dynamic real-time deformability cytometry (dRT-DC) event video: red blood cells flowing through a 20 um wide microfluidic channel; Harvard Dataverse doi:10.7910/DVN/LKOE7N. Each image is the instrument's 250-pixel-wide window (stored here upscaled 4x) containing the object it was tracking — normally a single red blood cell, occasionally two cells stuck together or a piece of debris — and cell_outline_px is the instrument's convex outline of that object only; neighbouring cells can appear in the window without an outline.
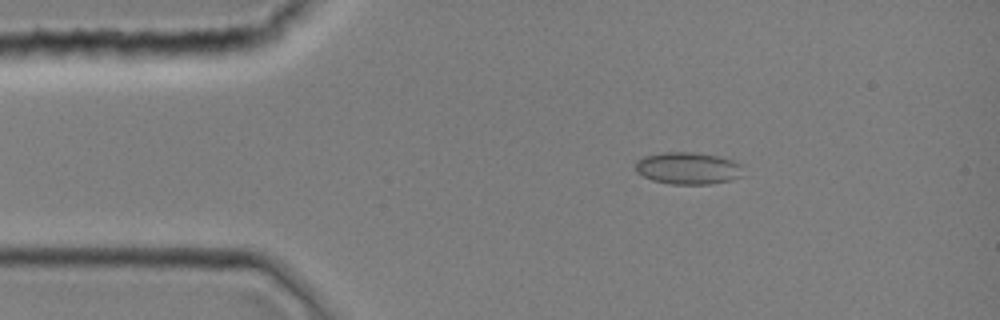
{"species": "common noctule bat (a hibernating species)", "species_latin": "Nyctalus noctula", "temperature_condition": "room temperature", "stored_images_in_passage": 43, "camera_frame_rate_fps": 3000, "um_per_image_px": 0.085, "animal": {"sex": "female", "body_mass_g": 19.0, "forearm_length_mm": 51.5}, "frame": {"image": 1, "passage_image": 7, "time_ms": 2.0, "image_size_px": [1000, 320], "cell_outline_px": [[744, 164], [740, 176], [732, 180], [708, 184], [672, 184], [652, 180], [636, 172], [636, 160], [644, 156], [664, 152], [688, 152], [720, 156]], "centroid_in_image_um": [58.49, 14.3], "position_along_channel_um": 26.5, "area_um2": 20.17}}
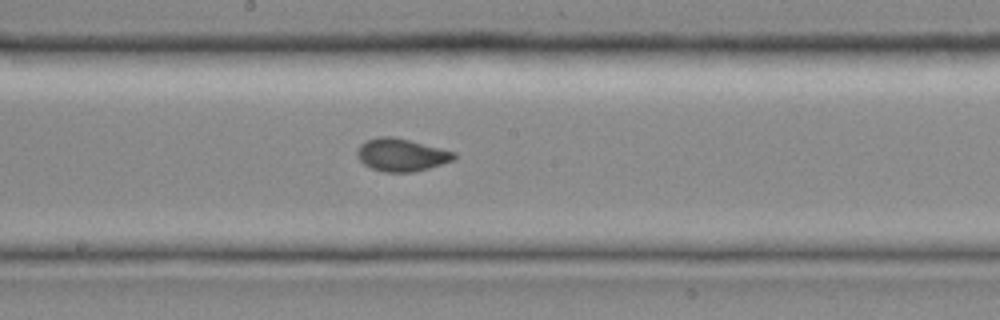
{"frame": {"image": 2, "passage_image": 23, "time_ms": 7.333, "image_size_px": [1000, 320], "cell_outline_px": [[456, 156], [452, 160], [428, 168], [412, 172], [384, 172], [372, 168], [364, 164], [356, 156], [356, 152], [360, 144], [376, 136], [396, 136], [456, 152]], "centroid_in_image_um": [34.09, 13.14], "position_along_channel_um": 214.1, "area_um2": 18.5}}
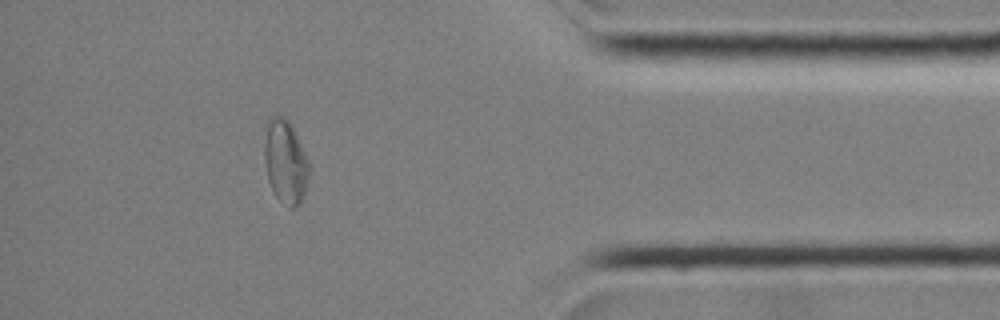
{"frame": {"image": 3, "passage_image": 38, "time_ms": 12.333, "image_size_px": [1000, 320], "cell_outline_px": [[308, 176], [304, 196], [300, 204], [296, 208], [288, 208], [276, 196], [268, 180], [264, 160], [264, 144], [268, 116], [284, 116], [292, 124], [308, 160]], "centroid_in_image_um": [24.25, 13.74], "position_along_channel_um": 410.9, "area_um2": 21.91}}